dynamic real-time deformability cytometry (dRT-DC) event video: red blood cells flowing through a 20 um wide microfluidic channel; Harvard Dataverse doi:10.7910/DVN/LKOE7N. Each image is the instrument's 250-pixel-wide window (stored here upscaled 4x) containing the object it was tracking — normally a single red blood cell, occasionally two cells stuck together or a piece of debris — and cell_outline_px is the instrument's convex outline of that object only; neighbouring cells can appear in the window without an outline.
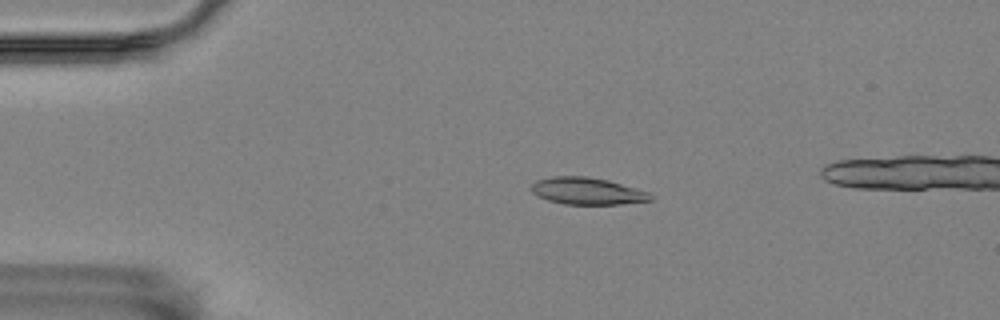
{"species": "Egyptian fruit bat (a non-hibernating species)", "species_latin": "Rousettus aegyptiacus", "temperature_condition": "room temperature", "stored_images_in_passage": 53, "camera_frame_rate_fps": 3000, "um_per_image_px": 0.085, "animal": {"sex": "female"}, "frame": {"image": 1, "passage_image": 12, "time_ms": 3.667, "image_size_px": [1000, 320], "cell_outline_px": [[652, 200], [620, 204], [564, 204], [548, 200], [532, 192], [532, 184], [536, 180], [552, 176], [588, 176], [608, 180], [648, 192], [652, 196]], "centroid_in_image_um": [49.9, 16.23], "position_along_channel_um": 35.1, "area_um2": 18.55}}
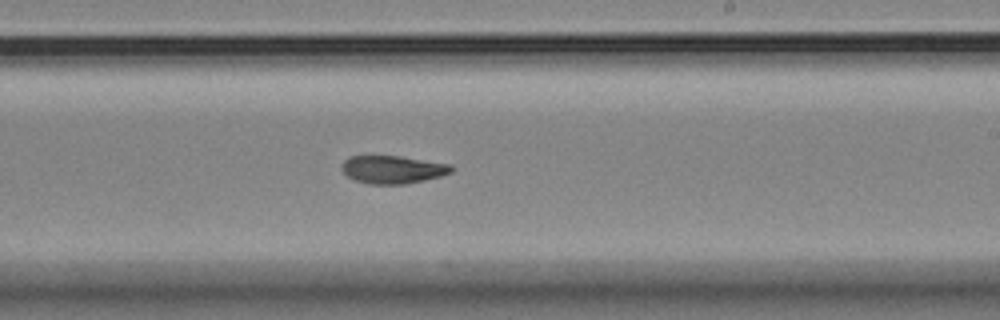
{"frame": {"image": 2, "passage_image": 34, "time_ms": 11.0, "image_size_px": [1000, 320], "cell_outline_px": [[452, 172], [440, 176], [424, 180], [404, 184], [368, 184], [356, 180], [348, 176], [340, 168], [344, 160], [348, 156], [400, 156], [452, 164]], "centroid_in_image_um": [33.37, 14.4], "position_along_channel_um": 255.6, "area_um2": 17.8}}
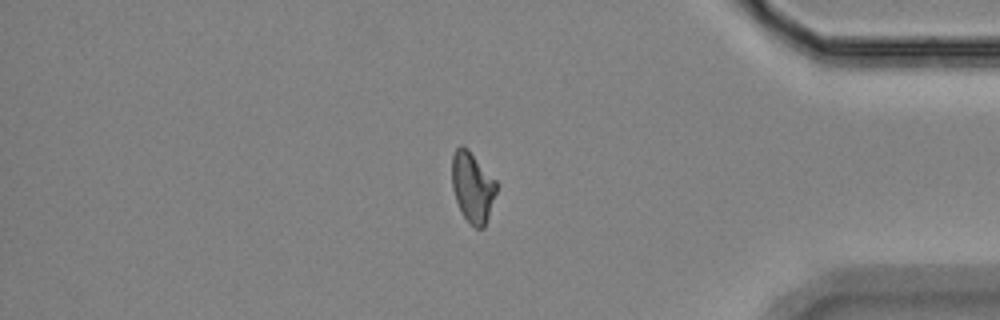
{"frame": {"image": 3, "passage_image": 48, "time_ms": 15.667, "image_size_px": [1000, 320], "cell_outline_px": [[496, 192], [484, 228], [476, 228], [464, 216], [456, 200], [452, 188], [452, 156], [456, 148], [460, 144], [468, 148], [496, 180]], "centroid_in_image_um": [40.15, 15.85], "position_along_channel_um": 395.0, "area_um2": 18.03}, "authors_computed_cell_mechanics": {"area_um2": 18.2648, "velocity_mm_per_s": 3.5321, "shape_relaxation_time_tau1_ms": null, "shape_relaxation_time_tau2_ms": 9.9564, "deformation_change_tau1": null, "deformation_change_tau2": 0.1722}}